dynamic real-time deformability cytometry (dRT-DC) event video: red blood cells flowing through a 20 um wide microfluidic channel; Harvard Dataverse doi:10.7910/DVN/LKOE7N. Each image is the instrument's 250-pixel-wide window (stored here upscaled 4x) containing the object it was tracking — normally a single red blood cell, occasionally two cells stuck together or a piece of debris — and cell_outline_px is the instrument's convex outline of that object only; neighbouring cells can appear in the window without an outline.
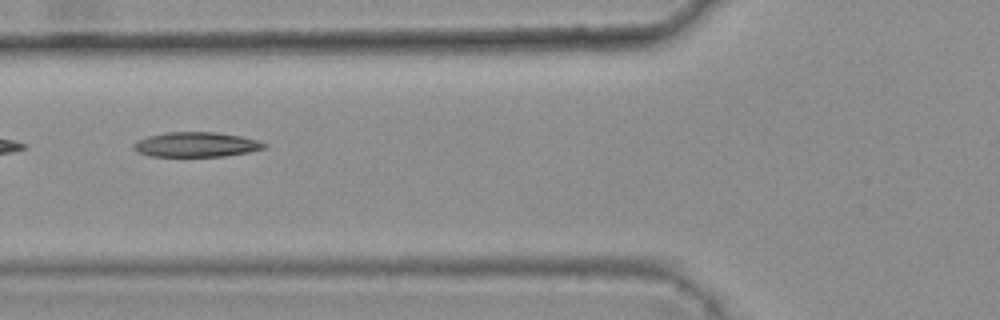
{"species": "common noctule bat (a hibernating species)", "species_latin": "Nyctalus noctula", "temperature_condition": "warm", "stored_images_in_passage": 4, "camera_frame_rate_fps": 3000, "um_per_image_px": 0.085, "animal": {"sex": "female", "body_mass_g": 25.1}, "frame": {"image": 1, "passage_image": 3, "time_ms": 0.667, "image_size_px": [1000, 320], "cell_outline_px": [[268, 148], [248, 152], [224, 156], [152, 156], [140, 152], [132, 148], [132, 144], [148, 136], [164, 132], [216, 132], [240, 136], [260, 140], [268, 144]], "centroid_in_image_um": [16.74, 12.28], "position_along_channel_um": 109.1, "area_um2": 18.9}}
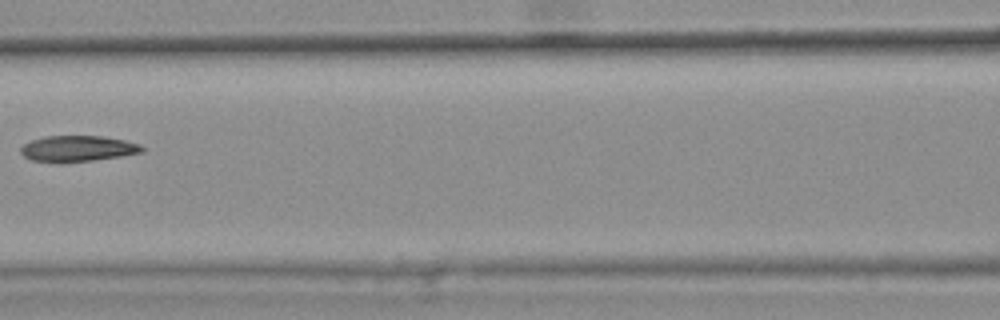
{"frame": {"image": 2, "passage_image": 4, "time_ms": 1.0, "image_size_px": [1000, 320], "cell_outline_px": [[144, 152], [120, 156], [92, 160], [32, 160], [24, 156], [20, 152], [20, 148], [24, 144], [32, 140], [44, 136], [100, 136], [124, 140], [140, 144], [144, 148]], "centroid_in_image_um": [6.64, 12.59], "position_along_channel_um": 160.0, "area_um2": 17.63}}